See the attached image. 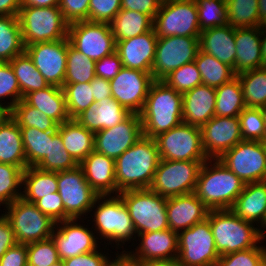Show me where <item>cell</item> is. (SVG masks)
Wrapping results in <instances>:
<instances>
[{"mask_svg":"<svg viewBox=\"0 0 266 266\" xmlns=\"http://www.w3.org/2000/svg\"><path fill=\"white\" fill-rule=\"evenodd\" d=\"M159 161L155 139L140 138L115 159L117 194L125 190L150 188Z\"/></svg>","mask_w":266,"mask_h":266,"instance_id":"1","label":"cell"},{"mask_svg":"<svg viewBox=\"0 0 266 266\" xmlns=\"http://www.w3.org/2000/svg\"><path fill=\"white\" fill-rule=\"evenodd\" d=\"M139 115L143 136L154 138L169 131L183 122L182 94L164 81L155 80Z\"/></svg>","mask_w":266,"mask_h":266,"instance_id":"2","label":"cell"},{"mask_svg":"<svg viewBox=\"0 0 266 266\" xmlns=\"http://www.w3.org/2000/svg\"><path fill=\"white\" fill-rule=\"evenodd\" d=\"M244 186L219 159H208L200 168L194 193L209 210L231 209Z\"/></svg>","mask_w":266,"mask_h":266,"instance_id":"3","label":"cell"},{"mask_svg":"<svg viewBox=\"0 0 266 266\" xmlns=\"http://www.w3.org/2000/svg\"><path fill=\"white\" fill-rule=\"evenodd\" d=\"M92 211L91 216L94 214L92 229L98 240L109 242L104 241L105 246L115 243L114 247L118 250L120 247L124 248L125 242L131 241V239L133 242L137 240L128 208L119 194L98 195L90 213Z\"/></svg>","mask_w":266,"mask_h":266,"instance_id":"4","label":"cell"},{"mask_svg":"<svg viewBox=\"0 0 266 266\" xmlns=\"http://www.w3.org/2000/svg\"><path fill=\"white\" fill-rule=\"evenodd\" d=\"M206 219L210 222L220 256L264 243H260L262 238L259 227L238 217L231 209L209 210Z\"/></svg>","mask_w":266,"mask_h":266,"instance_id":"5","label":"cell"},{"mask_svg":"<svg viewBox=\"0 0 266 266\" xmlns=\"http://www.w3.org/2000/svg\"><path fill=\"white\" fill-rule=\"evenodd\" d=\"M18 19L24 46L68 38L69 23L59 6H21Z\"/></svg>","mask_w":266,"mask_h":266,"instance_id":"6","label":"cell"},{"mask_svg":"<svg viewBox=\"0 0 266 266\" xmlns=\"http://www.w3.org/2000/svg\"><path fill=\"white\" fill-rule=\"evenodd\" d=\"M119 195L128 208L136 235L169 229L167 198L150 188L125 190Z\"/></svg>","mask_w":266,"mask_h":266,"instance_id":"7","label":"cell"},{"mask_svg":"<svg viewBox=\"0 0 266 266\" xmlns=\"http://www.w3.org/2000/svg\"><path fill=\"white\" fill-rule=\"evenodd\" d=\"M3 210L2 214L9 221L17 243L27 245L51 238L56 222L42 213L34 203L21 197Z\"/></svg>","mask_w":266,"mask_h":266,"instance_id":"8","label":"cell"},{"mask_svg":"<svg viewBox=\"0 0 266 266\" xmlns=\"http://www.w3.org/2000/svg\"><path fill=\"white\" fill-rule=\"evenodd\" d=\"M153 28L158 38L199 37L201 29L195 0H164L155 15Z\"/></svg>","mask_w":266,"mask_h":266,"instance_id":"9","label":"cell"},{"mask_svg":"<svg viewBox=\"0 0 266 266\" xmlns=\"http://www.w3.org/2000/svg\"><path fill=\"white\" fill-rule=\"evenodd\" d=\"M204 162L160 159L150 189L165 198L192 193Z\"/></svg>","mask_w":266,"mask_h":266,"instance_id":"10","label":"cell"},{"mask_svg":"<svg viewBox=\"0 0 266 266\" xmlns=\"http://www.w3.org/2000/svg\"><path fill=\"white\" fill-rule=\"evenodd\" d=\"M160 159L176 161H207L202 145L201 128L183 122L154 137Z\"/></svg>","mask_w":266,"mask_h":266,"instance_id":"11","label":"cell"},{"mask_svg":"<svg viewBox=\"0 0 266 266\" xmlns=\"http://www.w3.org/2000/svg\"><path fill=\"white\" fill-rule=\"evenodd\" d=\"M219 257L207 219L178 233L180 266H215Z\"/></svg>","mask_w":266,"mask_h":266,"instance_id":"12","label":"cell"},{"mask_svg":"<svg viewBox=\"0 0 266 266\" xmlns=\"http://www.w3.org/2000/svg\"><path fill=\"white\" fill-rule=\"evenodd\" d=\"M58 193L64 204V220L82 219L90 214L98 194L86 181L82 168L57 172ZM87 214V215H86ZM83 216V217H82Z\"/></svg>","mask_w":266,"mask_h":266,"instance_id":"13","label":"cell"},{"mask_svg":"<svg viewBox=\"0 0 266 266\" xmlns=\"http://www.w3.org/2000/svg\"><path fill=\"white\" fill-rule=\"evenodd\" d=\"M218 159L245 184L266 181V150L260 141L242 140Z\"/></svg>","mask_w":266,"mask_h":266,"instance_id":"14","label":"cell"},{"mask_svg":"<svg viewBox=\"0 0 266 266\" xmlns=\"http://www.w3.org/2000/svg\"><path fill=\"white\" fill-rule=\"evenodd\" d=\"M70 44L93 61L116 51V41L109 23L77 21L69 24Z\"/></svg>","mask_w":266,"mask_h":266,"instance_id":"15","label":"cell"},{"mask_svg":"<svg viewBox=\"0 0 266 266\" xmlns=\"http://www.w3.org/2000/svg\"><path fill=\"white\" fill-rule=\"evenodd\" d=\"M199 49V37L168 36L158 38L151 70L154 80H163L175 69L193 62Z\"/></svg>","mask_w":266,"mask_h":266,"instance_id":"16","label":"cell"},{"mask_svg":"<svg viewBox=\"0 0 266 266\" xmlns=\"http://www.w3.org/2000/svg\"><path fill=\"white\" fill-rule=\"evenodd\" d=\"M68 38L25 46L37 70L49 85L63 87L67 67Z\"/></svg>","mask_w":266,"mask_h":266,"instance_id":"17","label":"cell"},{"mask_svg":"<svg viewBox=\"0 0 266 266\" xmlns=\"http://www.w3.org/2000/svg\"><path fill=\"white\" fill-rule=\"evenodd\" d=\"M154 81L151 73L123 67L110 80L112 98L130 113L139 114Z\"/></svg>","mask_w":266,"mask_h":266,"instance_id":"18","label":"cell"},{"mask_svg":"<svg viewBox=\"0 0 266 266\" xmlns=\"http://www.w3.org/2000/svg\"><path fill=\"white\" fill-rule=\"evenodd\" d=\"M67 219L56 223L52 238L55 242L60 260L89 253L99 248L98 239L89 225H83L84 220ZM83 220V221H82ZM86 226V227H85ZM91 229V230H90Z\"/></svg>","mask_w":266,"mask_h":266,"instance_id":"19","label":"cell"},{"mask_svg":"<svg viewBox=\"0 0 266 266\" xmlns=\"http://www.w3.org/2000/svg\"><path fill=\"white\" fill-rule=\"evenodd\" d=\"M142 137L140 115L131 113L121 123L94 133V150L116 159Z\"/></svg>","mask_w":266,"mask_h":266,"instance_id":"20","label":"cell"},{"mask_svg":"<svg viewBox=\"0 0 266 266\" xmlns=\"http://www.w3.org/2000/svg\"><path fill=\"white\" fill-rule=\"evenodd\" d=\"M202 145L209 159H218L223 153L242 141L239 117H212L201 127Z\"/></svg>","mask_w":266,"mask_h":266,"instance_id":"21","label":"cell"},{"mask_svg":"<svg viewBox=\"0 0 266 266\" xmlns=\"http://www.w3.org/2000/svg\"><path fill=\"white\" fill-rule=\"evenodd\" d=\"M136 237L140 244L135 250L126 251L123 249L120 252V255H123L129 262L136 264L138 261L178 258L177 232L165 229L137 234Z\"/></svg>","mask_w":266,"mask_h":266,"instance_id":"22","label":"cell"},{"mask_svg":"<svg viewBox=\"0 0 266 266\" xmlns=\"http://www.w3.org/2000/svg\"><path fill=\"white\" fill-rule=\"evenodd\" d=\"M157 39L153 28L144 34L117 41L116 52L123 67L151 73Z\"/></svg>","mask_w":266,"mask_h":266,"instance_id":"23","label":"cell"},{"mask_svg":"<svg viewBox=\"0 0 266 266\" xmlns=\"http://www.w3.org/2000/svg\"><path fill=\"white\" fill-rule=\"evenodd\" d=\"M166 211L169 229L179 233L204 221L209 209L192 192L167 198Z\"/></svg>","mask_w":266,"mask_h":266,"instance_id":"24","label":"cell"},{"mask_svg":"<svg viewBox=\"0 0 266 266\" xmlns=\"http://www.w3.org/2000/svg\"><path fill=\"white\" fill-rule=\"evenodd\" d=\"M216 90L199 85L182 94L183 123L202 127L215 116Z\"/></svg>","mask_w":266,"mask_h":266,"instance_id":"25","label":"cell"},{"mask_svg":"<svg viewBox=\"0 0 266 266\" xmlns=\"http://www.w3.org/2000/svg\"><path fill=\"white\" fill-rule=\"evenodd\" d=\"M79 166L86 181L98 195H117L115 159L94 150Z\"/></svg>","mask_w":266,"mask_h":266,"instance_id":"26","label":"cell"},{"mask_svg":"<svg viewBox=\"0 0 266 266\" xmlns=\"http://www.w3.org/2000/svg\"><path fill=\"white\" fill-rule=\"evenodd\" d=\"M130 114L114 98L108 97L83 111L75 120L89 131L96 133L121 123Z\"/></svg>","mask_w":266,"mask_h":266,"instance_id":"27","label":"cell"},{"mask_svg":"<svg viewBox=\"0 0 266 266\" xmlns=\"http://www.w3.org/2000/svg\"><path fill=\"white\" fill-rule=\"evenodd\" d=\"M235 27L229 24L202 30L199 36L201 51L227 64L235 72Z\"/></svg>","mask_w":266,"mask_h":266,"instance_id":"28","label":"cell"},{"mask_svg":"<svg viewBox=\"0 0 266 266\" xmlns=\"http://www.w3.org/2000/svg\"><path fill=\"white\" fill-rule=\"evenodd\" d=\"M235 74L263 67L261 27L235 28Z\"/></svg>","mask_w":266,"mask_h":266,"instance_id":"29","label":"cell"},{"mask_svg":"<svg viewBox=\"0 0 266 266\" xmlns=\"http://www.w3.org/2000/svg\"><path fill=\"white\" fill-rule=\"evenodd\" d=\"M231 210L243 220L261 226L266 218V181L245 184Z\"/></svg>","mask_w":266,"mask_h":266,"instance_id":"30","label":"cell"},{"mask_svg":"<svg viewBox=\"0 0 266 266\" xmlns=\"http://www.w3.org/2000/svg\"><path fill=\"white\" fill-rule=\"evenodd\" d=\"M0 163L28 167L20 126L9 114L0 122Z\"/></svg>","mask_w":266,"mask_h":266,"instance_id":"31","label":"cell"},{"mask_svg":"<svg viewBox=\"0 0 266 266\" xmlns=\"http://www.w3.org/2000/svg\"><path fill=\"white\" fill-rule=\"evenodd\" d=\"M23 100L28 105L46 114L58 125L70 120L66 107L65 94L61 87L49 85L44 89L26 94Z\"/></svg>","mask_w":266,"mask_h":266,"instance_id":"32","label":"cell"},{"mask_svg":"<svg viewBox=\"0 0 266 266\" xmlns=\"http://www.w3.org/2000/svg\"><path fill=\"white\" fill-rule=\"evenodd\" d=\"M66 151L80 164L94 151V133L70 119L57 127Z\"/></svg>","mask_w":266,"mask_h":266,"instance_id":"33","label":"cell"},{"mask_svg":"<svg viewBox=\"0 0 266 266\" xmlns=\"http://www.w3.org/2000/svg\"><path fill=\"white\" fill-rule=\"evenodd\" d=\"M22 198L35 203L44 196L58 192L57 172L27 167L22 174Z\"/></svg>","mask_w":266,"mask_h":266,"instance_id":"34","label":"cell"},{"mask_svg":"<svg viewBox=\"0 0 266 266\" xmlns=\"http://www.w3.org/2000/svg\"><path fill=\"white\" fill-rule=\"evenodd\" d=\"M154 20L141 12L121 9L109 23L115 41L130 39L153 29Z\"/></svg>","mask_w":266,"mask_h":266,"instance_id":"35","label":"cell"},{"mask_svg":"<svg viewBox=\"0 0 266 266\" xmlns=\"http://www.w3.org/2000/svg\"><path fill=\"white\" fill-rule=\"evenodd\" d=\"M9 63L21 90V100L26 94L49 86L48 82L37 70L32 59L25 51L15 56Z\"/></svg>","mask_w":266,"mask_h":266,"instance_id":"36","label":"cell"},{"mask_svg":"<svg viewBox=\"0 0 266 266\" xmlns=\"http://www.w3.org/2000/svg\"><path fill=\"white\" fill-rule=\"evenodd\" d=\"M216 90L215 116L238 117L246 108L238 76Z\"/></svg>","mask_w":266,"mask_h":266,"instance_id":"37","label":"cell"},{"mask_svg":"<svg viewBox=\"0 0 266 266\" xmlns=\"http://www.w3.org/2000/svg\"><path fill=\"white\" fill-rule=\"evenodd\" d=\"M24 51L18 16L0 15V62H9Z\"/></svg>","mask_w":266,"mask_h":266,"instance_id":"38","label":"cell"},{"mask_svg":"<svg viewBox=\"0 0 266 266\" xmlns=\"http://www.w3.org/2000/svg\"><path fill=\"white\" fill-rule=\"evenodd\" d=\"M194 61L200 71L203 85L217 88L237 76L233 68L200 49Z\"/></svg>","mask_w":266,"mask_h":266,"instance_id":"39","label":"cell"},{"mask_svg":"<svg viewBox=\"0 0 266 266\" xmlns=\"http://www.w3.org/2000/svg\"><path fill=\"white\" fill-rule=\"evenodd\" d=\"M237 76L246 108L266 107V67L246 71Z\"/></svg>","mask_w":266,"mask_h":266,"instance_id":"40","label":"cell"},{"mask_svg":"<svg viewBox=\"0 0 266 266\" xmlns=\"http://www.w3.org/2000/svg\"><path fill=\"white\" fill-rule=\"evenodd\" d=\"M20 129L27 166L36 167L46 156L49 155L50 141H52L53 136L58 130L41 131L33 127Z\"/></svg>","mask_w":266,"mask_h":266,"instance_id":"41","label":"cell"},{"mask_svg":"<svg viewBox=\"0 0 266 266\" xmlns=\"http://www.w3.org/2000/svg\"><path fill=\"white\" fill-rule=\"evenodd\" d=\"M96 77L95 61L75 49L68 39L67 67L64 83H86Z\"/></svg>","mask_w":266,"mask_h":266,"instance_id":"42","label":"cell"},{"mask_svg":"<svg viewBox=\"0 0 266 266\" xmlns=\"http://www.w3.org/2000/svg\"><path fill=\"white\" fill-rule=\"evenodd\" d=\"M227 23L232 27H261L258 0H226Z\"/></svg>","mask_w":266,"mask_h":266,"instance_id":"43","label":"cell"},{"mask_svg":"<svg viewBox=\"0 0 266 266\" xmlns=\"http://www.w3.org/2000/svg\"><path fill=\"white\" fill-rule=\"evenodd\" d=\"M9 115L20 128H37L41 131H55L58 124L35 107L20 100L10 111Z\"/></svg>","mask_w":266,"mask_h":266,"instance_id":"44","label":"cell"},{"mask_svg":"<svg viewBox=\"0 0 266 266\" xmlns=\"http://www.w3.org/2000/svg\"><path fill=\"white\" fill-rule=\"evenodd\" d=\"M62 89L65 94L66 107L70 119H75L83 111L95 104L90 82L64 83Z\"/></svg>","mask_w":266,"mask_h":266,"instance_id":"45","label":"cell"},{"mask_svg":"<svg viewBox=\"0 0 266 266\" xmlns=\"http://www.w3.org/2000/svg\"><path fill=\"white\" fill-rule=\"evenodd\" d=\"M22 174L20 167L0 163V207L6 208L22 197Z\"/></svg>","mask_w":266,"mask_h":266,"instance_id":"46","label":"cell"},{"mask_svg":"<svg viewBox=\"0 0 266 266\" xmlns=\"http://www.w3.org/2000/svg\"><path fill=\"white\" fill-rule=\"evenodd\" d=\"M79 164L71 157L64 147L62 138L57 132L50 141L49 155L36 167L43 171L61 172L72 170Z\"/></svg>","mask_w":266,"mask_h":266,"instance_id":"47","label":"cell"},{"mask_svg":"<svg viewBox=\"0 0 266 266\" xmlns=\"http://www.w3.org/2000/svg\"><path fill=\"white\" fill-rule=\"evenodd\" d=\"M195 2L201 31L228 24L226 0H195Z\"/></svg>","mask_w":266,"mask_h":266,"instance_id":"48","label":"cell"},{"mask_svg":"<svg viewBox=\"0 0 266 266\" xmlns=\"http://www.w3.org/2000/svg\"><path fill=\"white\" fill-rule=\"evenodd\" d=\"M162 81L181 94L202 84L201 74L195 61L175 69Z\"/></svg>","mask_w":266,"mask_h":266,"instance_id":"49","label":"cell"},{"mask_svg":"<svg viewBox=\"0 0 266 266\" xmlns=\"http://www.w3.org/2000/svg\"><path fill=\"white\" fill-rule=\"evenodd\" d=\"M238 117L242 139L262 142L266 131L261 108H245Z\"/></svg>","mask_w":266,"mask_h":266,"instance_id":"50","label":"cell"},{"mask_svg":"<svg viewBox=\"0 0 266 266\" xmlns=\"http://www.w3.org/2000/svg\"><path fill=\"white\" fill-rule=\"evenodd\" d=\"M6 98L10 102L3 103ZM20 100L21 90L10 63L0 62V105L9 112Z\"/></svg>","mask_w":266,"mask_h":266,"instance_id":"51","label":"cell"},{"mask_svg":"<svg viewBox=\"0 0 266 266\" xmlns=\"http://www.w3.org/2000/svg\"><path fill=\"white\" fill-rule=\"evenodd\" d=\"M28 266H50L60 257L53 238L27 244Z\"/></svg>","mask_w":266,"mask_h":266,"instance_id":"52","label":"cell"},{"mask_svg":"<svg viewBox=\"0 0 266 266\" xmlns=\"http://www.w3.org/2000/svg\"><path fill=\"white\" fill-rule=\"evenodd\" d=\"M266 260L265 245L220 256L215 266H260Z\"/></svg>","mask_w":266,"mask_h":266,"instance_id":"53","label":"cell"},{"mask_svg":"<svg viewBox=\"0 0 266 266\" xmlns=\"http://www.w3.org/2000/svg\"><path fill=\"white\" fill-rule=\"evenodd\" d=\"M122 0H90L87 21L110 23L121 10Z\"/></svg>","mask_w":266,"mask_h":266,"instance_id":"54","label":"cell"},{"mask_svg":"<svg viewBox=\"0 0 266 266\" xmlns=\"http://www.w3.org/2000/svg\"><path fill=\"white\" fill-rule=\"evenodd\" d=\"M104 247H105L104 252H102L103 250L99 248L95 251L77 255L68 258L66 260H63L64 265L65 266H111L114 263V261L120 256V254L118 251H116L117 253L115 252L114 254L116 255V257H114L115 259L113 258L111 260V257H109V253L105 252L106 246Z\"/></svg>","mask_w":266,"mask_h":266,"instance_id":"55","label":"cell"},{"mask_svg":"<svg viewBox=\"0 0 266 266\" xmlns=\"http://www.w3.org/2000/svg\"><path fill=\"white\" fill-rule=\"evenodd\" d=\"M90 0H60L59 8L69 23L88 20Z\"/></svg>","mask_w":266,"mask_h":266,"instance_id":"56","label":"cell"},{"mask_svg":"<svg viewBox=\"0 0 266 266\" xmlns=\"http://www.w3.org/2000/svg\"><path fill=\"white\" fill-rule=\"evenodd\" d=\"M36 207L56 223L64 221V204L58 192L37 200Z\"/></svg>","mask_w":266,"mask_h":266,"instance_id":"57","label":"cell"},{"mask_svg":"<svg viewBox=\"0 0 266 266\" xmlns=\"http://www.w3.org/2000/svg\"><path fill=\"white\" fill-rule=\"evenodd\" d=\"M122 68L121 59L116 51L95 62L96 76L109 81L112 80Z\"/></svg>","mask_w":266,"mask_h":266,"instance_id":"58","label":"cell"},{"mask_svg":"<svg viewBox=\"0 0 266 266\" xmlns=\"http://www.w3.org/2000/svg\"><path fill=\"white\" fill-rule=\"evenodd\" d=\"M0 266H28L27 245L16 243L0 258Z\"/></svg>","mask_w":266,"mask_h":266,"instance_id":"59","label":"cell"},{"mask_svg":"<svg viewBox=\"0 0 266 266\" xmlns=\"http://www.w3.org/2000/svg\"><path fill=\"white\" fill-rule=\"evenodd\" d=\"M161 3V0H122L121 9L141 12L149 15L154 20Z\"/></svg>","mask_w":266,"mask_h":266,"instance_id":"60","label":"cell"},{"mask_svg":"<svg viewBox=\"0 0 266 266\" xmlns=\"http://www.w3.org/2000/svg\"><path fill=\"white\" fill-rule=\"evenodd\" d=\"M17 243L14 231L11 229L9 221L1 213L0 215V258L12 246Z\"/></svg>","mask_w":266,"mask_h":266,"instance_id":"61","label":"cell"},{"mask_svg":"<svg viewBox=\"0 0 266 266\" xmlns=\"http://www.w3.org/2000/svg\"><path fill=\"white\" fill-rule=\"evenodd\" d=\"M91 88L93 89V98L95 103L102 99L112 97L111 84L109 80L96 76L91 82Z\"/></svg>","mask_w":266,"mask_h":266,"instance_id":"62","label":"cell"},{"mask_svg":"<svg viewBox=\"0 0 266 266\" xmlns=\"http://www.w3.org/2000/svg\"><path fill=\"white\" fill-rule=\"evenodd\" d=\"M21 0H0L1 16H18Z\"/></svg>","mask_w":266,"mask_h":266,"instance_id":"63","label":"cell"},{"mask_svg":"<svg viewBox=\"0 0 266 266\" xmlns=\"http://www.w3.org/2000/svg\"><path fill=\"white\" fill-rule=\"evenodd\" d=\"M137 266H180L177 259L138 261Z\"/></svg>","mask_w":266,"mask_h":266,"instance_id":"64","label":"cell"},{"mask_svg":"<svg viewBox=\"0 0 266 266\" xmlns=\"http://www.w3.org/2000/svg\"><path fill=\"white\" fill-rule=\"evenodd\" d=\"M60 0H21V6L50 7L59 6Z\"/></svg>","mask_w":266,"mask_h":266,"instance_id":"65","label":"cell"},{"mask_svg":"<svg viewBox=\"0 0 266 266\" xmlns=\"http://www.w3.org/2000/svg\"><path fill=\"white\" fill-rule=\"evenodd\" d=\"M261 54L263 67H266V24L261 26Z\"/></svg>","mask_w":266,"mask_h":266,"instance_id":"66","label":"cell"},{"mask_svg":"<svg viewBox=\"0 0 266 266\" xmlns=\"http://www.w3.org/2000/svg\"><path fill=\"white\" fill-rule=\"evenodd\" d=\"M259 22L266 24V0H258Z\"/></svg>","mask_w":266,"mask_h":266,"instance_id":"67","label":"cell"},{"mask_svg":"<svg viewBox=\"0 0 266 266\" xmlns=\"http://www.w3.org/2000/svg\"><path fill=\"white\" fill-rule=\"evenodd\" d=\"M111 266H137L129 262L123 255H120Z\"/></svg>","mask_w":266,"mask_h":266,"instance_id":"68","label":"cell"},{"mask_svg":"<svg viewBox=\"0 0 266 266\" xmlns=\"http://www.w3.org/2000/svg\"><path fill=\"white\" fill-rule=\"evenodd\" d=\"M259 229H260V234H261L262 241H264V239L266 238L265 237L266 234L264 233L265 232L264 229H266V218H265L263 224L259 227Z\"/></svg>","mask_w":266,"mask_h":266,"instance_id":"69","label":"cell"},{"mask_svg":"<svg viewBox=\"0 0 266 266\" xmlns=\"http://www.w3.org/2000/svg\"><path fill=\"white\" fill-rule=\"evenodd\" d=\"M9 114V112L0 105V122Z\"/></svg>","mask_w":266,"mask_h":266,"instance_id":"70","label":"cell"},{"mask_svg":"<svg viewBox=\"0 0 266 266\" xmlns=\"http://www.w3.org/2000/svg\"><path fill=\"white\" fill-rule=\"evenodd\" d=\"M262 114H263V120H264V126L266 131V107L261 108Z\"/></svg>","mask_w":266,"mask_h":266,"instance_id":"71","label":"cell"},{"mask_svg":"<svg viewBox=\"0 0 266 266\" xmlns=\"http://www.w3.org/2000/svg\"><path fill=\"white\" fill-rule=\"evenodd\" d=\"M50 266H65V265H64V262L62 260H60V261H58V262H56Z\"/></svg>","mask_w":266,"mask_h":266,"instance_id":"72","label":"cell"},{"mask_svg":"<svg viewBox=\"0 0 266 266\" xmlns=\"http://www.w3.org/2000/svg\"><path fill=\"white\" fill-rule=\"evenodd\" d=\"M262 143H263L265 150H266V137L262 140Z\"/></svg>","mask_w":266,"mask_h":266,"instance_id":"73","label":"cell"},{"mask_svg":"<svg viewBox=\"0 0 266 266\" xmlns=\"http://www.w3.org/2000/svg\"><path fill=\"white\" fill-rule=\"evenodd\" d=\"M260 266H266V260Z\"/></svg>","mask_w":266,"mask_h":266,"instance_id":"74","label":"cell"}]
</instances>
